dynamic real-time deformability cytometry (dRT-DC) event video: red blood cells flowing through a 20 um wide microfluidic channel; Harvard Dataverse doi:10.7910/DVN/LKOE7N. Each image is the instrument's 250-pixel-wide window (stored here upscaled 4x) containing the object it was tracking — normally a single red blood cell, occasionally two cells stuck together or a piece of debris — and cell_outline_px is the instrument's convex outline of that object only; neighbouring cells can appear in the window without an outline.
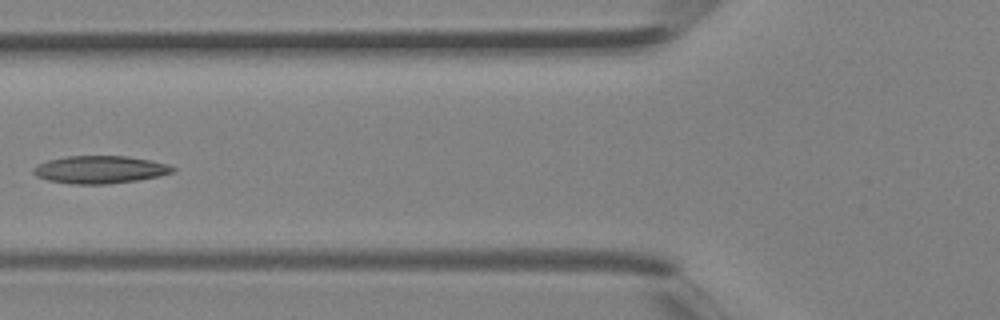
{"species": "Egyptian fruit bat (a non-hibernating species)", "species_latin": "Rousettus aegyptiacus", "temperature_condition": "room temperature", "stored_images_in_passage": 2, "camera_frame_rate_fps": 3000, "um_per_image_px": 0.085, "animal": {"sex": "female"}, "frame": {"image": 1, "passage_image": 2, "time_ms": 0.333, "image_size_px": [1000, 320], "cell_outline_px": [[176, 168], [172, 172], [160, 176], [136, 180], [108, 184], [72, 184], [48, 180], [36, 176], [32, 172], [32, 168], [36, 164], [48, 160], [68, 156], [128, 156], [152, 160], [168, 164]], "centroid_in_image_um": [8.48, 14.41], "position_along_channel_um": 117.3, "area_um2": 22.54}}